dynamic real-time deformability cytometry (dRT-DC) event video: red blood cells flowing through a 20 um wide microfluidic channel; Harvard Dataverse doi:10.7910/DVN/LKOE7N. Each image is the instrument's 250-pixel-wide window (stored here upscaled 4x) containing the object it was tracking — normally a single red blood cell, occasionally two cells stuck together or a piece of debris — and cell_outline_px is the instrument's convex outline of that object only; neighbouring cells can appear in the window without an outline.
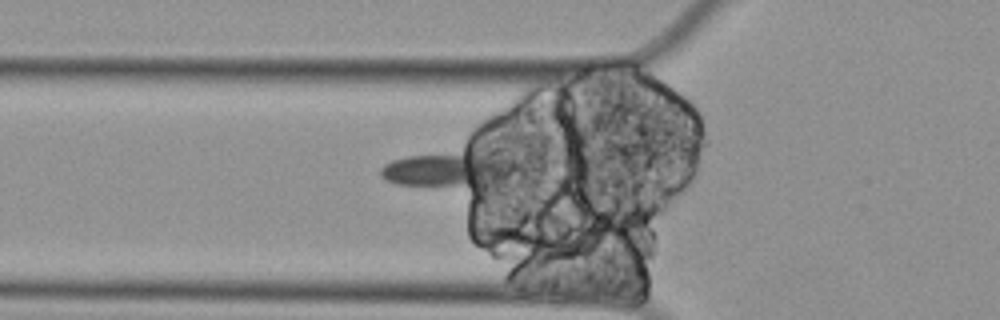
{"species": "Egyptian fruit bat (a non-hibernating species)", "species_latin": "Rousettus aegyptiacus", "temperature_condition": "cold", "stored_images_in_passage": 15, "camera_frame_rate_fps": 3000, "um_per_image_px": 0.085, "animal": {"sex": "female"}, "frame": {"image": 1, "passage_image": 6, "time_ms": 1.667, "image_size_px": [1000, 320], "cell_outline_px": [[508, 176], [500, 180], [472, 184], [396, 184], [384, 180], [380, 176], [380, 168], [384, 164], [392, 160], [408, 156], [468, 144], [504, 160], [508, 172]], "centroid_in_image_um": [37.9, 14.24], "position_along_channel_um": 87.9, "area_um2": 27.28}}